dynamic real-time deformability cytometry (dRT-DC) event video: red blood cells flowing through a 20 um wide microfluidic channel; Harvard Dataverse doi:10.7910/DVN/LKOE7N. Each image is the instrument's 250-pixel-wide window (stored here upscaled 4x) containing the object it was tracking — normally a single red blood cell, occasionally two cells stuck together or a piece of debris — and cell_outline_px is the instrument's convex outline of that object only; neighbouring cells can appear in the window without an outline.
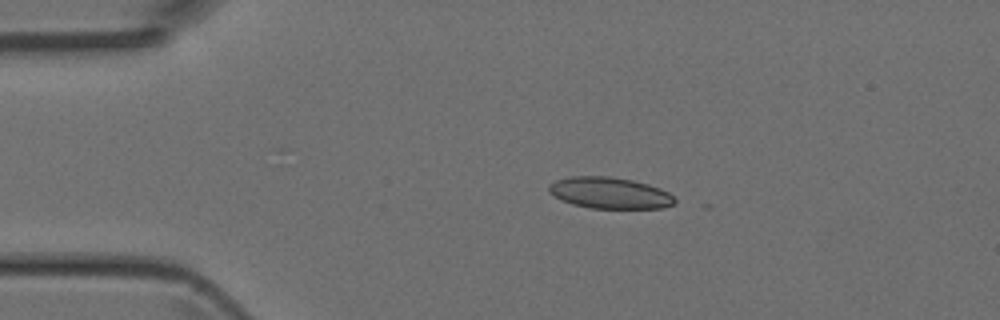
{"species": "Egyptian fruit bat (a non-hibernating species)", "species_latin": "Rousettus aegyptiacus", "temperature_condition": "room temperature", "stored_images_in_passage": 4, "camera_frame_rate_fps": 3000, "um_per_image_px": 0.085, "animal": {"sex": "female"}, "frame": {"image": 1, "passage_image": 2, "time_ms": 0.333, "image_size_px": [1000, 320], "cell_outline_px": [[676, 204], [664, 208], [588, 208], [572, 204], [560, 200], [548, 192], [548, 184], [556, 180], [572, 176], [608, 176], [632, 180], [648, 184], [660, 188], [668, 192], [676, 200]], "centroid_in_image_um": [51.81, 16.4], "position_along_channel_um": 33.2, "area_um2": 23.18}}
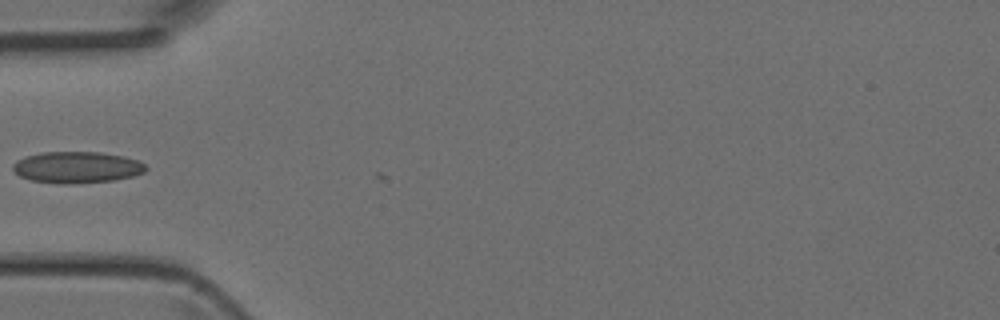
{"frame": {"image": 2, "passage_image": 4, "time_ms": 1.0, "image_size_px": [1000, 320], "cell_outline_px": [[148, 168], [144, 172], [132, 176], [112, 180], [72, 184], [60, 184], [32, 180], [20, 176], [12, 172], [12, 164], [16, 160], [24, 156], [40, 152], [100, 152], [124, 156], [140, 160]], "centroid_in_image_um": [6.5, 14.21], "position_along_channel_um": 78.5, "area_um2": 24.62}}